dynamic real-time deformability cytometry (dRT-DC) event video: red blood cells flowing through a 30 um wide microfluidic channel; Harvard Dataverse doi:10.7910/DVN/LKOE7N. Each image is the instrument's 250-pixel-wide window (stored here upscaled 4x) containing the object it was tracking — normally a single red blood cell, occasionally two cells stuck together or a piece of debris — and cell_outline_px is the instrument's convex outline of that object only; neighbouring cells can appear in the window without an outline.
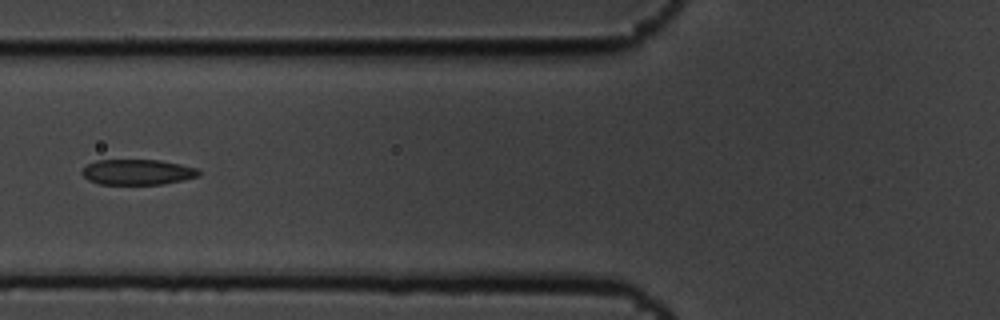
{"species": "common noctule bat (a hibernating species)", "species_latin": "Nyctalus noctula", "temperature_condition": "cold", "stored_images_in_passage": 6, "camera_frame_rate_fps": 3000, "um_per_image_px": 0.085, "animal": {"sex": "male", "body_mass_g": 19.5, "forearm_length_mm": 54.6}, "frame": {"image": 1, "passage_image": 6, "time_ms": 1.667, "image_size_px": [1000, 320], "cell_outline_px": [[200, 176], [164, 184], [100, 184], [88, 180], [80, 172], [88, 164], [96, 160], [160, 160], [200, 168]], "centroid_in_image_um": [11.72, 14.62], "position_along_channel_um": 114.1, "area_um2": 17.4}}